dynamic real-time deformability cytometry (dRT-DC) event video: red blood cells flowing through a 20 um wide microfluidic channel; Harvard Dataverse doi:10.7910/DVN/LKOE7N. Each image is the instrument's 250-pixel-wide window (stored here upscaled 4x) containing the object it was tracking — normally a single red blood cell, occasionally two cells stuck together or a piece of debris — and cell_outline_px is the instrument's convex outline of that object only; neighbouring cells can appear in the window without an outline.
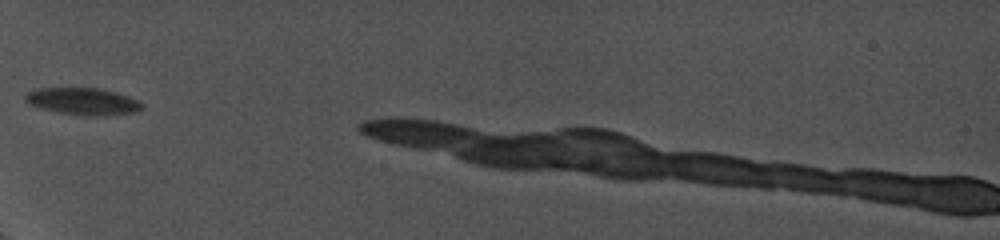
{"species": "common noctule bat (a hibernating species)", "species_latin": "Nyctalus noctula", "temperature_condition": "cold", "stored_images_in_passage": 3, "camera_frame_rate_fps": 5000, "um_per_image_px": 0.085, "animal": {"sex": "female", "body_mass_g": 19.0, "forearm_length_mm": 56.7}, "frame": {"image": 1, "passage_image": 1, "time_ms": 0.0, "image_size_px": [1000, 240], "cell_outline_px": [[144, 108], [136, 112], [92, 116], [60, 112], [40, 108], [24, 100], [24, 96], [28, 92], [36, 88], [100, 88], [116, 92], [140, 100], [144, 104]], "centroid_in_image_um": [7.09, 8.6], "position_along_channel_um": 77.9, "area_um2": 18.26}}